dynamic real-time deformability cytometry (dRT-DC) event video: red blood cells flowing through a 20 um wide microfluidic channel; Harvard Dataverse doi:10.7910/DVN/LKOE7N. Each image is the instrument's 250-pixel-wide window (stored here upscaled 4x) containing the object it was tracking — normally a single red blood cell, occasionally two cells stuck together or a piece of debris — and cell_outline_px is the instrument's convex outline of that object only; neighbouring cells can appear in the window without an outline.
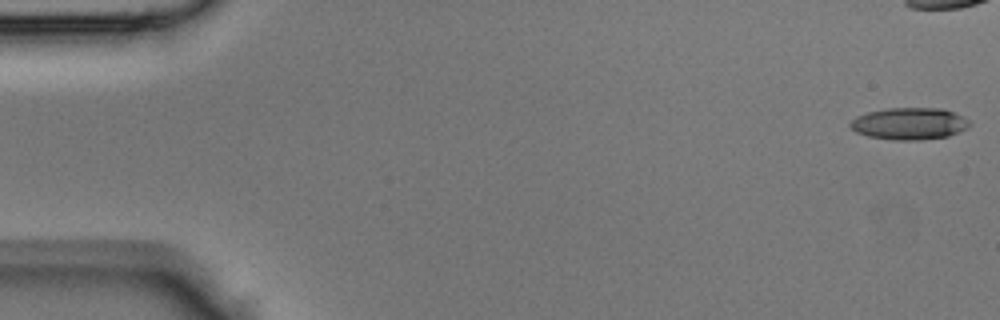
{"species": "Egyptian fruit bat (a non-hibernating species)", "species_latin": "Rousettus aegyptiacus", "temperature_condition": "room temperature", "stored_images_in_passage": 34, "camera_frame_rate_fps": 3000, "um_per_image_px": 0.085, "animal": {"sex": "male"}, "frame": {"image": 1, "passage_image": 1, "time_ms": 0.0, "image_size_px": [1000, 320], "cell_outline_px": [[972, 124], [968, 128], [948, 136], [920, 140], [896, 140], [868, 136], [856, 132], [848, 124], [856, 116], [868, 112], [888, 108], [944, 108], [964, 116]], "centroid_in_image_um": [77.33, 10.5], "position_along_channel_um": 7.7, "area_um2": 22.31}}
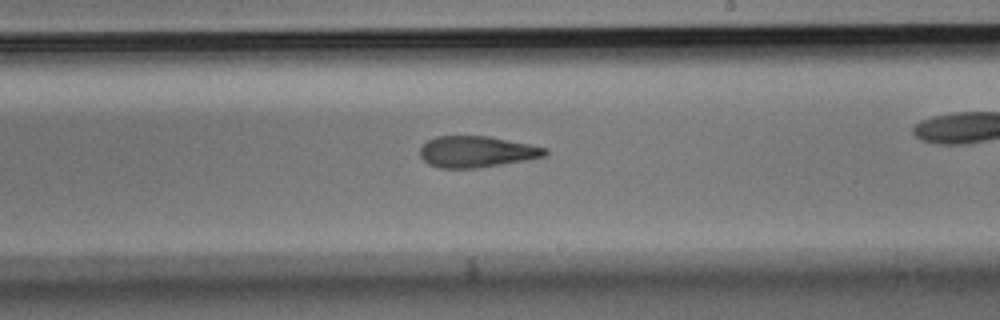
{"frame": {"image": 2, "passage_image": 25, "time_ms": 8.0, "image_size_px": [1000, 320], "cell_outline_px": [[548, 152], [544, 156], [524, 160], [476, 168], [440, 168], [428, 164], [420, 156], [420, 148], [428, 140], [436, 136], [488, 136], [548, 148]], "centroid_in_image_um": [40.48, 12.89], "position_along_channel_um": 248.5, "area_um2": 22.54}}
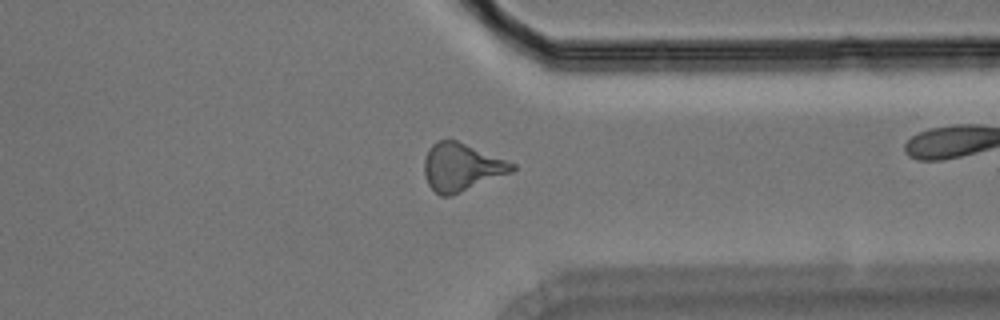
{"frame": {"image": 3, "passage_image": 33, "time_ms": 10.667, "image_size_px": [1000, 320], "cell_outline_px": [[516, 168], [512, 172], [452, 196], [440, 196], [428, 184], [424, 172], [424, 160], [428, 148], [436, 140], [456, 140], [516, 164]], "centroid_in_image_um": [39.21, 14.21], "position_along_channel_um": 372.2, "area_um2": 24.39}}